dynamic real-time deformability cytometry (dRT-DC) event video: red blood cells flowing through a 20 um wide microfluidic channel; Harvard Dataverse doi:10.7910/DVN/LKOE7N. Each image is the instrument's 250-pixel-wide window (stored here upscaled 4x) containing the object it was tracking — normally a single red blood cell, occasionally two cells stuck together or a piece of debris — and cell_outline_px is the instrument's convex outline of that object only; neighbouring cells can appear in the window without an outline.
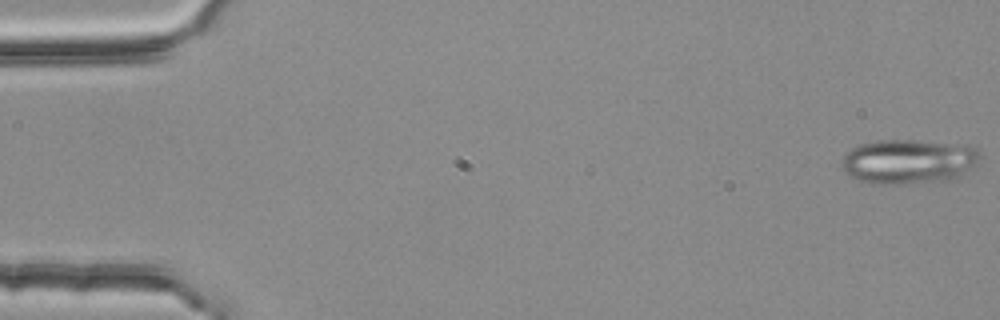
{"species": "common noctule bat (a hibernating species)", "species_latin": "Nyctalus noctula", "temperature_condition": "room temperature", "stored_images_in_passage": 4, "camera_frame_rate_fps": 3000, "um_per_image_px": 0.085, "animal": {"sex": "female", "body_mass_g": 25.1}, "frame": {"image": 1, "passage_image": 1, "time_ms": 0.0, "image_size_px": [1000, 320], "cell_outline_px": [[980, 160], [976, 164], [960, 176], [952, 180], [904, 184], [872, 184], [860, 180], [844, 172], [840, 164], [844, 156], [852, 148], [860, 144], [880, 140], [912, 140], [968, 144], [976, 148], [980, 152]], "centroid_in_image_um": [77.26, 13.72], "position_along_channel_um": 7.7, "area_um2": 36.3}}